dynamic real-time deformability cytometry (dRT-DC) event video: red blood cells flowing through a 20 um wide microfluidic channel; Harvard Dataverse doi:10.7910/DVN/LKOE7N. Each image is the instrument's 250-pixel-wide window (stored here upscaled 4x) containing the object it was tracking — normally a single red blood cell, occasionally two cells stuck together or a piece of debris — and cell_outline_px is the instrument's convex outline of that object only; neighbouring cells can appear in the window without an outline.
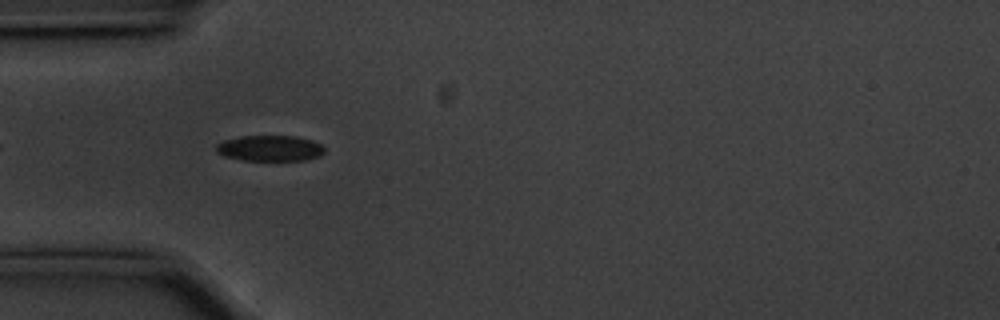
{"species": "common noctule bat (a hibernating species)", "species_latin": "Nyctalus noctula", "temperature_condition": "cold", "stored_images_in_passage": 22, "camera_frame_rate_fps": 3000, "um_per_image_px": 0.085, "animal": {"sex": "male", "body_mass_g": 20.1, "forearm_length_mm": 53.5}, "frame": {"image": 1, "passage_image": 4, "time_ms": 1.0, "image_size_px": [1000, 320], "cell_outline_px": [[324, 152], [320, 156], [308, 160], [240, 160], [224, 156], [216, 152], [216, 144], [224, 140], [240, 136], [296, 136], [312, 140], [320, 144], [324, 148]], "centroid_in_image_um": [22.93, 12.6], "position_along_channel_um": 62.1, "area_um2": 16.36}}